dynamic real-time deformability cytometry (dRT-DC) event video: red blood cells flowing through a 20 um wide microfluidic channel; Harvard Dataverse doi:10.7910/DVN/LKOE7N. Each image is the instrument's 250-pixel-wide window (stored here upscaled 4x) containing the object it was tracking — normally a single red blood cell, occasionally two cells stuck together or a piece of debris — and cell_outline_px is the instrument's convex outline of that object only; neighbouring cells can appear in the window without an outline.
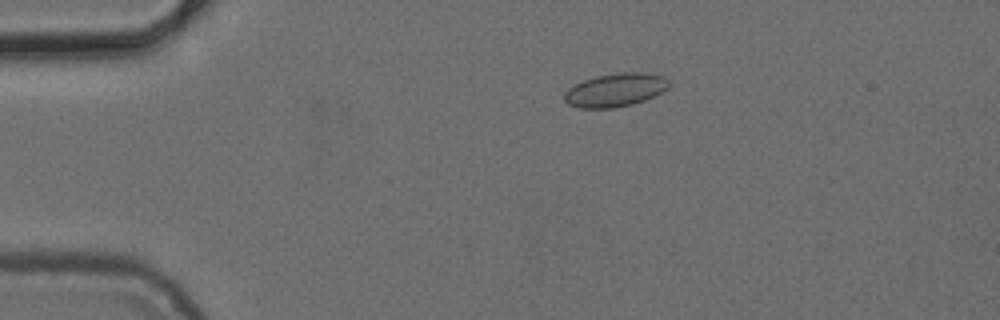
{"species": "common noctule bat (a hibernating species)", "species_latin": "Nyctalus noctula", "temperature_condition": "cold", "stored_images_in_passage": 6, "camera_frame_rate_fps": 3000, "um_per_image_px": 0.085, "animal": {"sex": "female", "body_mass_g": 24.6, "forearm_length_mm": 56.2}, "frame": {"image": 1, "passage_image": 3, "time_ms": 2.333, "image_size_px": [1000, 320], "cell_outline_px": [[668, 88], [644, 100], [632, 104], [612, 108], [580, 108], [568, 104], [564, 100], [564, 92], [568, 88], [584, 80], [596, 76], [620, 72], [640, 72], [664, 76], [668, 80]], "centroid_in_image_um": [52.27, 7.65], "position_along_channel_um": 32.7, "area_um2": 20.17}}
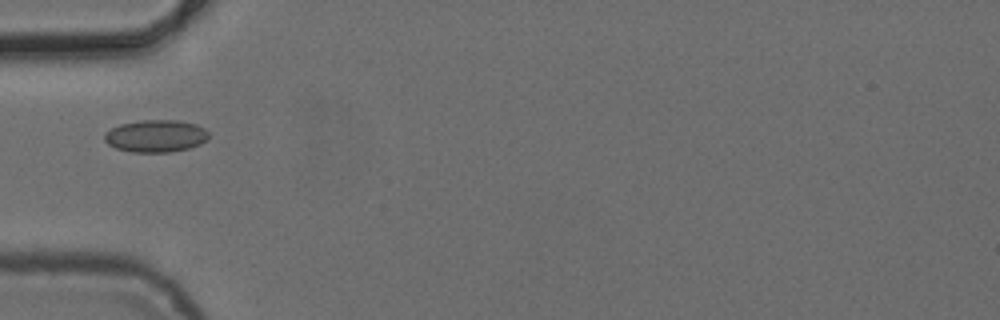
{"frame": {"image": 2, "passage_image": 5, "time_ms": 4.667, "image_size_px": [1000, 320], "cell_outline_px": [[208, 140], [200, 144], [188, 148], [168, 152], [132, 152], [116, 148], [108, 144], [104, 140], [104, 132], [120, 124], [144, 120], [176, 120], [196, 124], [204, 128], [208, 132]], "centroid_in_image_um": [13.24, 11.56], "position_along_channel_um": 71.8, "area_um2": 19.59}}
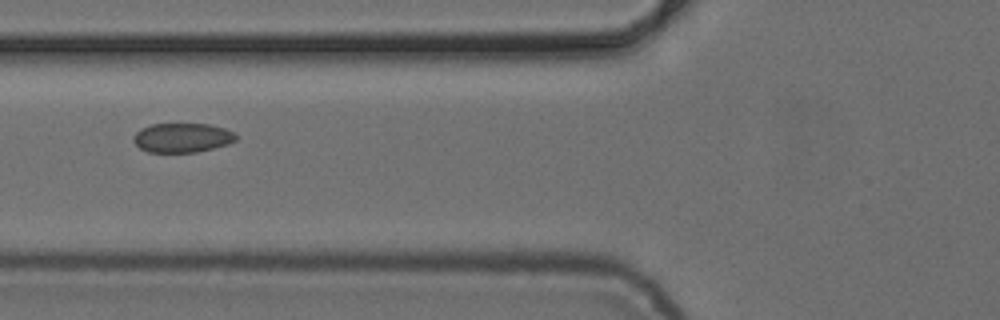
{"frame": {"image": 3, "passage_image": 6, "time_ms": 5.667, "image_size_px": [1000, 320], "cell_outline_px": [[236, 140], [228, 144], [196, 152], [148, 152], [140, 148], [132, 140], [132, 136], [140, 128], [152, 124], [208, 124], [224, 128], [232, 132], [236, 136]], "centroid_in_image_um": [15.45, 11.7], "position_along_channel_um": 110.4, "area_um2": 17.46}}